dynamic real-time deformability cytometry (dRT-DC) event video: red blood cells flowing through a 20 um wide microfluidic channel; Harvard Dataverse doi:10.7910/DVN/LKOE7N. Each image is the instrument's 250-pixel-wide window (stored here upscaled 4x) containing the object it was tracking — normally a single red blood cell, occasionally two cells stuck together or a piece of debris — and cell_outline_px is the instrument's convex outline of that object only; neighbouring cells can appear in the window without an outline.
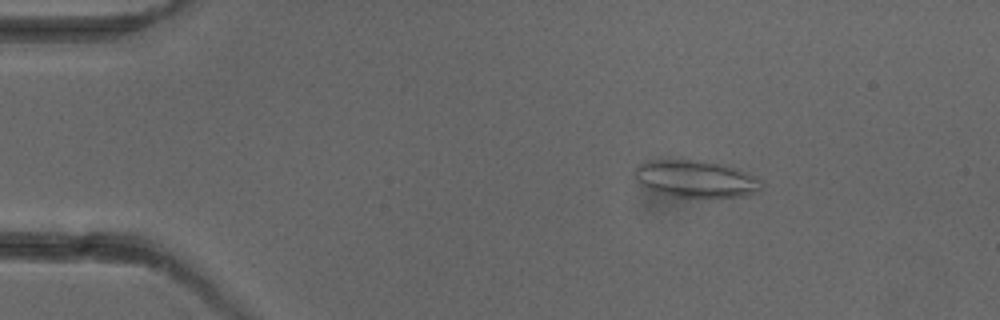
{"species": "common noctule bat (a hibernating species)", "species_latin": "Nyctalus noctula", "temperature_condition": "cold", "stored_images_in_passage": 4, "camera_frame_rate_fps": 3000, "um_per_image_px": 0.085, "animal": {"sex": "female"}, "frame": {"image": 1, "passage_image": 2, "time_ms": 2.333, "image_size_px": [1000, 320], "cell_outline_px": [[760, 192], [744, 196], [676, 196], [652, 192], [644, 188], [632, 176], [632, 172], [640, 164], [648, 160], [704, 160], [724, 164], [736, 168], [760, 180]], "centroid_in_image_um": [59.06, 15.19], "position_along_channel_um": 25.9, "area_um2": 27.34}}